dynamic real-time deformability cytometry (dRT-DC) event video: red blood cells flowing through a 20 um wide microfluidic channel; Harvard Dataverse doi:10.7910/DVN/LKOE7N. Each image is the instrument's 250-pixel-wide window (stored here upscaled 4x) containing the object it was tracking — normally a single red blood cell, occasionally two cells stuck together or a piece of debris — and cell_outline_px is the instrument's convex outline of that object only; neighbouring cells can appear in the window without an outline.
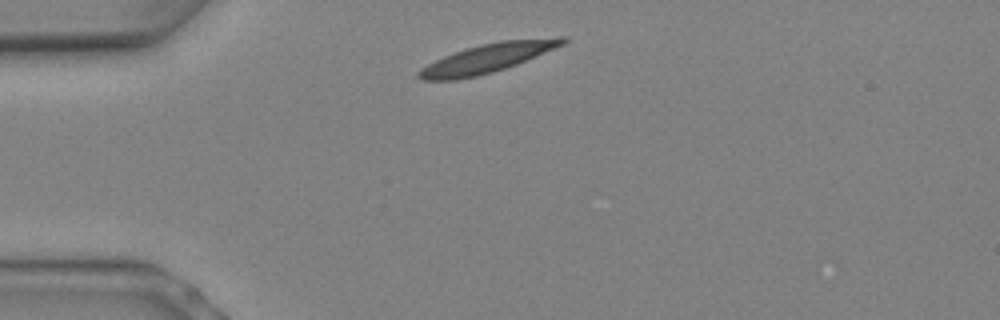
{"species": "Egyptian fruit bat (a non-hibernating species)", "species_latin": "Rousettus aegyptiacus", "temperature_condition": "warm", "stored_images_in_passage": 2, "camera_frame_rate_fps": 3000, "um_per_image_px": 0.085, "animal": {"sex": "female"}, "frame": {"image": 1, "passage_image": 1, "time_ms": 0.0, "image_size_px": [1000, 320], "cell_outline_px": [[568, 40], [564, 44], [516, 64], [492, 72], [476, 76], [452, 80], [424, 80], [416, 76], [416, 72], [428, 64], [444, 56], [480, 44], [500, 40], [556, 36], [568, 36]], "centroid_in_image_um": [41.48, 4.92], "position_along_channel_um": 43.5, "area_um2": 24.1}}